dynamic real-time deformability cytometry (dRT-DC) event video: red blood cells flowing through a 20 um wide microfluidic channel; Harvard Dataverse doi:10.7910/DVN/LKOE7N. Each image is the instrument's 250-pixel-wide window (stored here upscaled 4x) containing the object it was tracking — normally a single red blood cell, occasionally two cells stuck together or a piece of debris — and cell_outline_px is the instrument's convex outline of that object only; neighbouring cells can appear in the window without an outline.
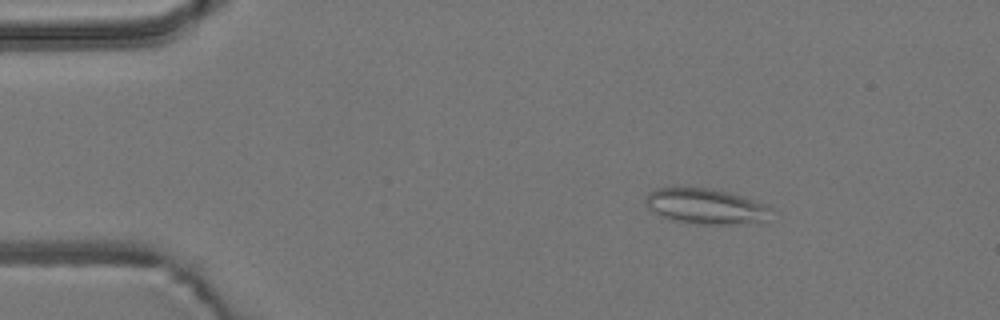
{"species": "common noctule bat (a hibernating species)", "species_latin": "Nyctalus noctula", "temperature_condition": "room temperature", "stored_images_in_passage": 5, "camera_frame_rate_fps": 3000, "um_per_image_px": 0.085, "animal": {"sex": "male", "body_mass_g": 19.2, "forearm_length_mm": 51.8}, "frame": {"image": 1, "passage_image": 3, "time_ms": 2.333, "image_size_px": [1000, 320], "cell_outline_px": [[772, 208], [760, 220], [732, 224], [696, 224], [676, 220], [664, 216], [648, 208], [644, 200], [644, 196], [648, 192], [656, 188], [712, 188], [744, 196], [768, 204]], "centroid_in_image_um": [59.94, 17.5], "position_along_channel_um": 25.1, "area_um2": 25.43}}